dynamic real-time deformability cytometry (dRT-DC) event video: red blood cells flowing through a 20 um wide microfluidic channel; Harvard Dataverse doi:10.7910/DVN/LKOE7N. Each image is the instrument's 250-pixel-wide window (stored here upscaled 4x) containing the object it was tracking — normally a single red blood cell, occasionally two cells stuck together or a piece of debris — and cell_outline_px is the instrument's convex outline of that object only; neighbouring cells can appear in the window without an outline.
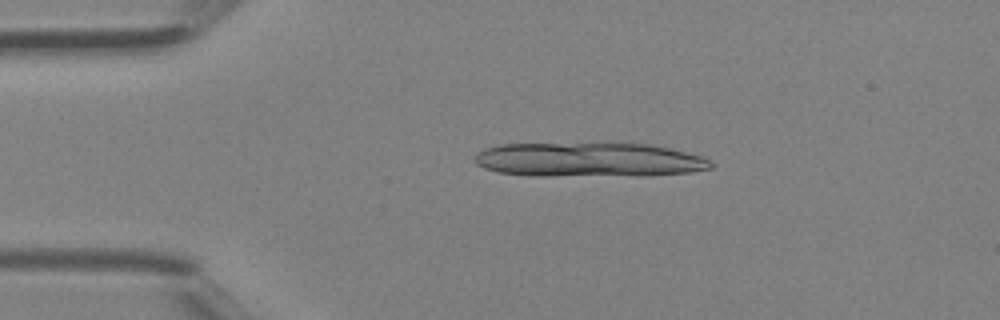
{"species": "Egyptian fruit bat (a non-hibernating species)", "species_latin": "Rousettus aegyptiacus", "temperature_condition": "room temperature", "stored_images_in_passage": 2, "camera_frame_rate_fps": 3000, "um_per_image_px": 0.085, "animal": {"sex": "female"}, "frame": {"image": 1, "passage_image": 1, "time_ms": 0.0, "image_size_px": [1000, 320], "cell_outline_px": [[672, 172], [512, 172], [532, 144], [572, 148], [664, 168]], "centroid_in_image_um": [49.02, 13.75], "position_along_channel_um": 36.0, "area_um2": 18.96}}